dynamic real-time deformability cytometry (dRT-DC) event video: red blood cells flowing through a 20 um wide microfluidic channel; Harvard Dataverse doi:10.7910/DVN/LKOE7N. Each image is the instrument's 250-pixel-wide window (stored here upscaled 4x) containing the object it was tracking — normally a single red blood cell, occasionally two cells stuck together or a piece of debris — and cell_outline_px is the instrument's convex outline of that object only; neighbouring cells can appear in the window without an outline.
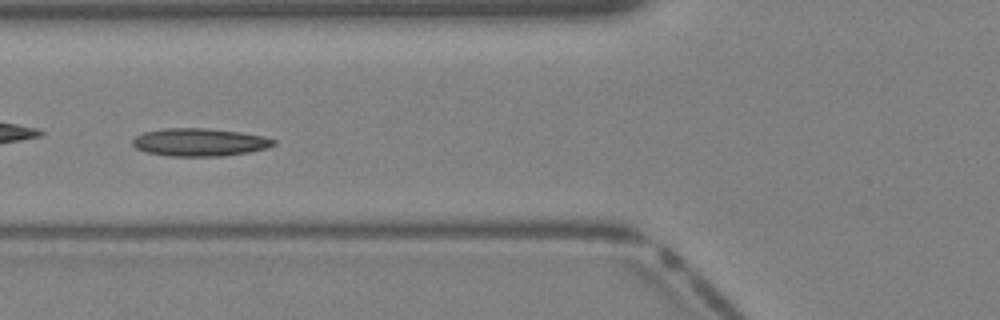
{"species": "Egyptian fruit bat (a non-hibernating species)", "species_latin": "Rousettus aegyptiacus", "temperature_condition": "warm", "stored_images_in_passage": 40, "camera_frame_rate_fps": 3000, "um_per_image_px": 0.085, "animal": {"sex": "female"}, "frame": {"image": 1, "passage_image": 16, "time_ms": 5.0, "image_size_px": [1000, 320], "cell_outline_px": [[276, 144], [268, 148], [248, 152], [224, 156], [168, 156], [144, 152], [136, 148], [132, 144], [132, 140], [136, 136], [144, 132], [164, 128], [208, 128], [240, 132], [264, 136], [276, 140]], "centroid_in_image_um": [16.97, 12.09], "position_along_channel_um": 108.8, "area_um2": 23.06}}
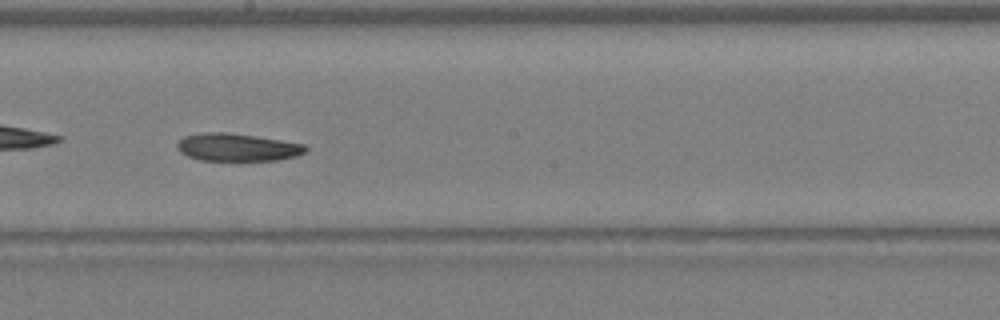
{"frame": {"image": 2, "passage_image": 23, "time_ms": 7.333, "image_size_px": [1000, 320], "cell_outline_px": [[308, 148], [304, 152], [296, 156], [276, 160], [200, 160], [188, 156], [180, 152], [176, 148], [176, 144], [184, 136], [200, 132], [224, 132], [256, 136], [304, 144]], "centroid_in_image_um": [20.13, 12.51], "position_along_channel_um": 228.1, "area_um2": 20.63}}
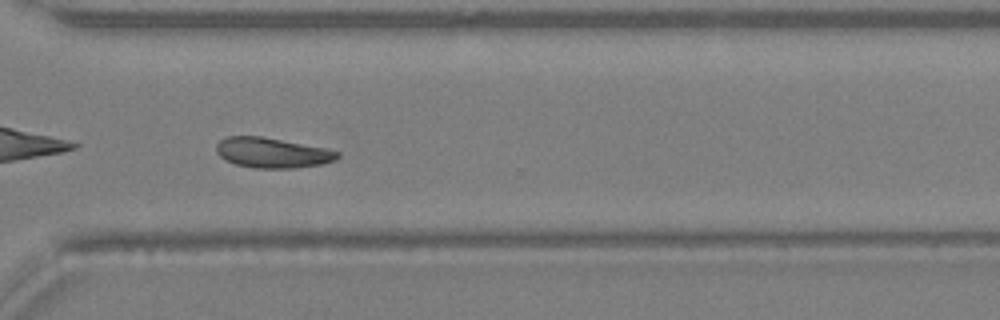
{"frame": {"image": 3, "passage_image": 30, "time_ms": 9.667, "image_size_px": [1000, 320], "cell_outline_px": [[340, 156], [336, 160], [320, 164], [292, 168], [252, 168], [236, 164], [224, 160], [216, 152], [216, 144], [220, 140], [228, 136], [260, 136], [324, 148], [340, 152]], "centroid_in_image_um": [23.1, 12.99], "position_along_channel_um": 347.5, "area_um2": 21.15}}